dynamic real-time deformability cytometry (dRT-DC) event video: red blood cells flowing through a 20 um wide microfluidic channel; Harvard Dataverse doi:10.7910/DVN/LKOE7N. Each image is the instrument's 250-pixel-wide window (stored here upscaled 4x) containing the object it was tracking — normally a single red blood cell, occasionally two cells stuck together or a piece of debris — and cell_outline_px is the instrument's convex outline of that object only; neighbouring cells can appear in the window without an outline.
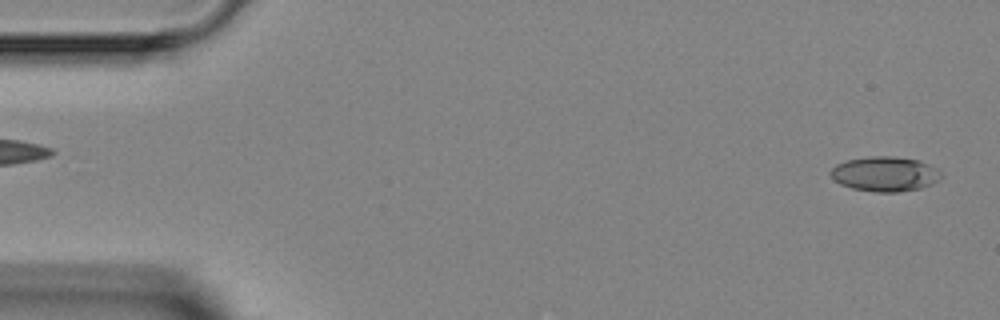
{"species": "Egyptian fruit bat (a non-hibernating species)", "species_latin": "Rousettus aegyptiacus", "temperature_condition": "room temperature", "stored_images_in_passage": 3, "camera_frame_rate_fps": 3000, "um_per_image_px": 0.085, "animal": {"sex": "female"}, "frame": {"image": 1, "passage_image": 3, "time_ms": 4.0, "image_size_px": [1000, 320], "cell_outline_px": [[944, 176], [932, 184], [920, 188], [896, 192], [876, 192], [852, 188], [840, 184], [828, 172], [836, 164], [848, 160], [868, 156], [892, 156], [920, 160], [936, 168]], "centroid_in_image_um": [75.23, 14.78], "position_along_channel_um": 9.8, "area_um2": 22.43}}